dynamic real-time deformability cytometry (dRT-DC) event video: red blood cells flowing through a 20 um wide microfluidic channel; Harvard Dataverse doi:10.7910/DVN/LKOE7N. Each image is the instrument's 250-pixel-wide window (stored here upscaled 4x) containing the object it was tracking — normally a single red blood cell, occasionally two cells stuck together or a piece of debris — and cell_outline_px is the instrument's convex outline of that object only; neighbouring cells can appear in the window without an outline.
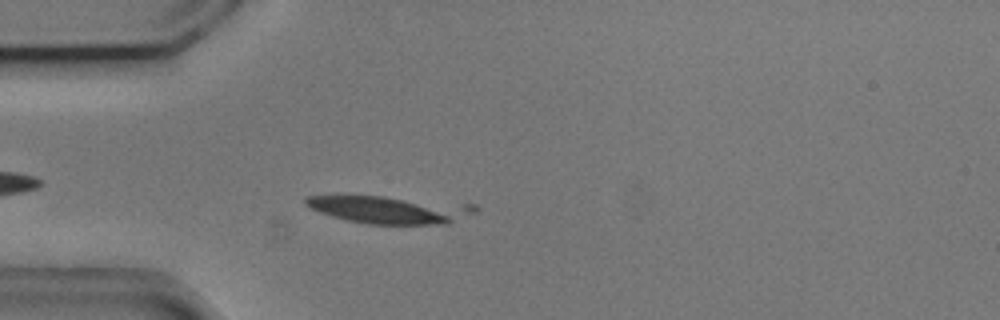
{"species": "common noctule bat (a hibernating species)", "species_latin": "Nyctalus noctula", "temperature_condition": "cold", "stored_images_in_passage": 48, "camera_frame_rate_fps": 3000, "um_per_image_px": 0.085, "animal": {"sex": "male", "body_mass_g": 20.5, "forearm_length_mm": 52.5}, "frame": {"image": 1, "passage_image": 9, "time_ms": 2.667, "image_size_px": [1000, 320], "cell_outline_px": [[444, 220], [412, 224], [384, 224], [356, 220], [340, 216], [316, 208], [308, 204], [308, 200], [320, 196], [368, 196], [392, 200], [408, 204], [420, 208], [440, 216]], "centroid_in_image_um": [31.75, 17.84], "position_along_channel_um": 53.2, "area_um2": 17.8}}
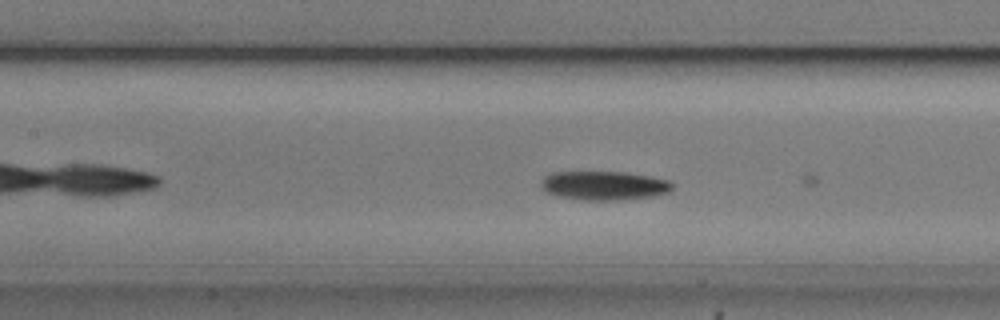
{"frame": {"image": 2, "passage_image": 18, "time_ms": 5.667, "image_size_px": [1000, 320], "cell_outline_px": [[668, 188], [652, 192], [616, 196], [588, 196], [560, 192], [548, 188], [548, 180], [552, 176], [572, 172], [596, 172], [636, 176], [656, 180], [668, 184]], "centroid_in_image_um": [51.28, 15.66], "position_along_channel_um": 156.1, "area_um2": 15.9}}
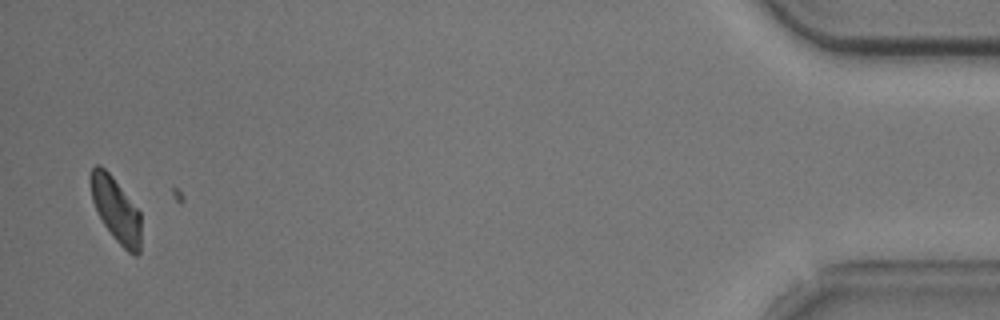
{"frame": {"image": 3, "passage_image": 47, "time_ms": 15.333, "image_size_px": [1000, 320], "cell_outline_px": [[140, 248], [136, 252], [132, 252], [108, 228], [100, 216], [96, 208], [92, 196], [92, 168], [104, 168], [108, 172], [140, 212]], "centroid_in_image_um": [9.88, 17.77], "position_along_channel_um": 425.3, "area_um2": 17.05}}